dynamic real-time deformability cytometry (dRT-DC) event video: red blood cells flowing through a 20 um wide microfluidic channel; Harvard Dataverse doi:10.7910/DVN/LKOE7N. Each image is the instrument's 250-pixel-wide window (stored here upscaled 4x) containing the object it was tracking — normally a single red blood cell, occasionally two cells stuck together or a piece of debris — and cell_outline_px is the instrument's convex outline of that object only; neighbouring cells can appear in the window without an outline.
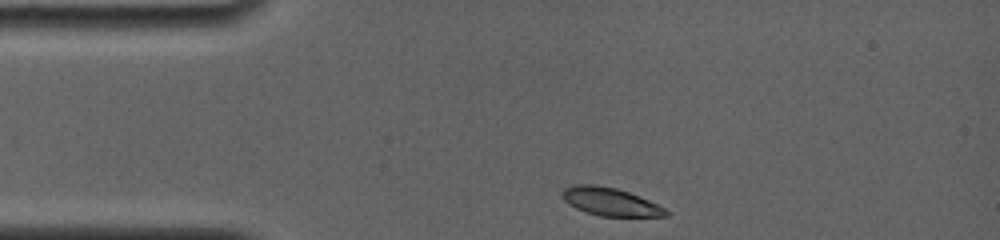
{"species": "common noctule bat (a hibernating species)", "species_latin": "Nyctalus noctula", "temperature_condition": "room temperature", "stored_images_in_passage": 26, "camera_frame_rate_fps": 4000, "um_per_image_px": 0.085, "animal": {"sex": "female", "body_mass_g": 19.0, "forearm_length_mm": 56.7}, "frame": {"image": 1, "passage_image": 1, "time_ms": 0.0, "image_size_px": [1000, 240], "cell_outline_px": [[668, 216], [600, 216], [584, 212], [568, 204], [564, 200], [564, 188], [576, 184], [596, 184], [616, 188], [628, 192], [648, 200], [664, 208], [668, 212]], "centroid_in_image_um": [51.85, 17.14], "position_along_channel_um": 33.1, "area_um2": 16.7}}
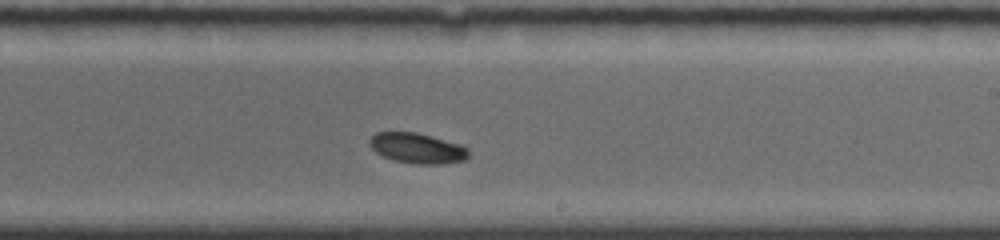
{"frame": {"image": 2, "passage_image": 15, "time_ms": 6.75, "image_size_px": [1000, 240], "cell_outline_px": [[468, 156], [464, 160], [444, 164], [412, 164], [392, 160], [376, 152], [368, 144], [368, 140], [376, 132], [416, 132], [464, 144], [468, 148]], "centroid_in_image_um": [35.48, 12.59], "position_along_channel_um": 253.5, "area_um2": 17.8}}
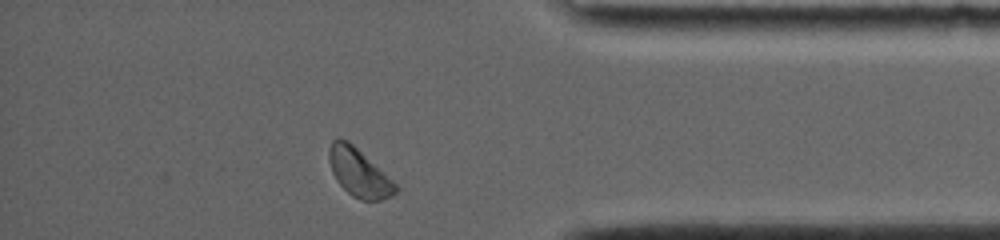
{"frame": {"image": 3, "passage_image": 25, "time_ms": 11.0, "image_size_px": [1000, 240], "cell_outline_px": [[400, 188], [392, 196], [380, 200], [360, 200], [352, 196], [336, 180], [332, 172], [328, 160], [328, 148], [332, 140], [340, 136], [348, 140], [392, 180]], "centroid_in_image_um": [30.48, 14.65], "position_along_channel_um": 404.7, "area_um2": 18.61}, "authors_computed_cell_mechanics": {"area_um2": 18.1781, "velocity_mm_per_s": 3.778, "shape_relaxation_time_tau1_ms": 1.6013, "shape_relaxation_time_tau2_ms": null, "deformation_change_tau1": 0.0975, "deformation_change_tau2": null}}